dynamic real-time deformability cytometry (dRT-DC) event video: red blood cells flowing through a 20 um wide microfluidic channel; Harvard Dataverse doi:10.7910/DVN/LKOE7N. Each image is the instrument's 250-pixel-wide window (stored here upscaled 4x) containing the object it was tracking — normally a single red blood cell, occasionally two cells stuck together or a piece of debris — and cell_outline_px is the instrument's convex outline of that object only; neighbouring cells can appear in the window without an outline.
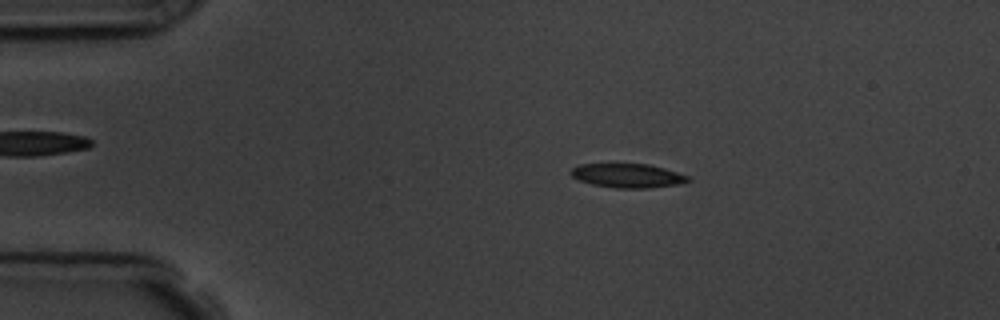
{"species": "common noctule bat (a hibernating species)", "species_latin": "Nyctalus noctula", "temperature_condition": "room temperature", "stored_images_in_passage": 56, "camera_frame_rate_fps": 3000, "um_per_image_px": 0.085, "animal": {"sex": "male", "body_mass_g": 19.5, "forearm_length_mm": 54.6}, "frame": {"image": 1, "passage_image": 10, "time_ms": 3.0, "image_size_px": [1000, 320], "cell_outline_px": [[692, 180], [680, 184], [648, 188], [612, 188], [592, 184], [580, 180], [572, 176], [568, 172], [572, 168], [580, 164], [648, 164], [664, 168], [688, 176]], "centroid_in_image_um": [53.34, 14.93], "position_along_channel_um": 31.7, "area_um2": 16.42}}
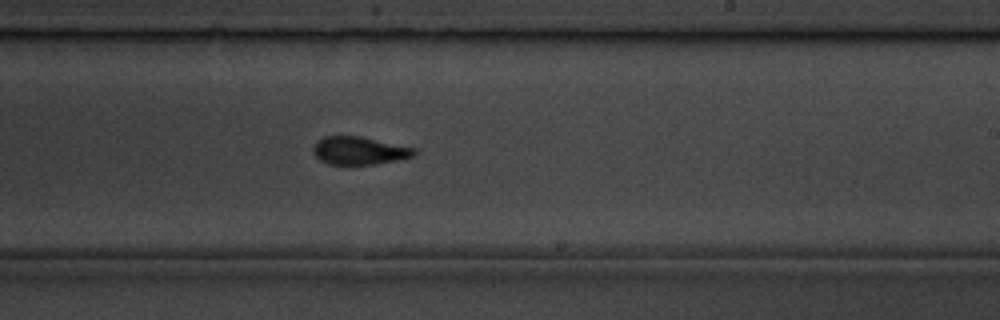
{"frame": {"image": 2, "passage_image": 33, "time_ms": 10.667, "image_size_px": [1000, 320], "cell_outline_px": [[416, 156], [376, 164], [328, 164], [320, 160], [316, 156], [312, 148], [316, 140], [324, 136], [360, 136], [416, 148]], "centroid_in_image_um": [30.53, 12.8], "position_along_channel_um": 258.5, "area_um2": 16.47}}
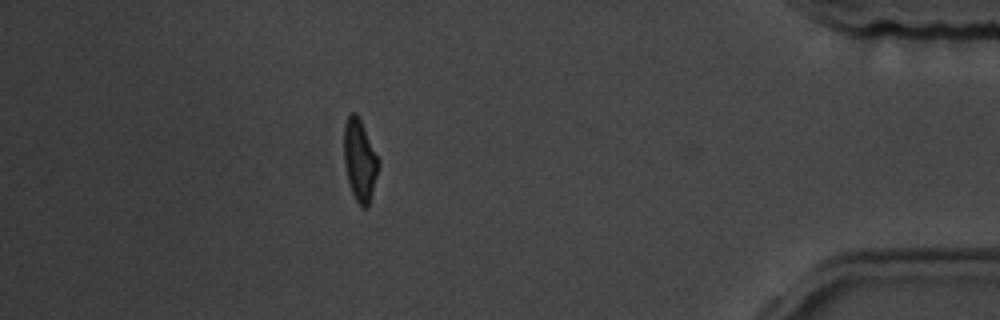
{"frame": {"image": 3, "passage_image": 49, "time_ms": 16.0, "image_size_px": [1000, 320], "cell_outline_px": [[380, 164], [368, 204], [364, 208], [360, 208], [352, 192], [348, 180], [344, 164], [344, 124], [348, 116], [352, 112], [356, 112], [380, 160]], "centroid_in_image_um": [30.57, 13.6], "position_along_channel_um": 404.6, "area_um2": 16.24}, "authors_computed_cell_mechanics": {"area_um2": 16.5597, "velocity_mm_per_s": 3.6144, "shape_relaxation_time_tau1_ms": 4.9132, "shape_relaxation_time_tau2_ms": 3.3288, "deformation_change_tau1": 0.16, "deformation_change_tau2": 0.0813}}